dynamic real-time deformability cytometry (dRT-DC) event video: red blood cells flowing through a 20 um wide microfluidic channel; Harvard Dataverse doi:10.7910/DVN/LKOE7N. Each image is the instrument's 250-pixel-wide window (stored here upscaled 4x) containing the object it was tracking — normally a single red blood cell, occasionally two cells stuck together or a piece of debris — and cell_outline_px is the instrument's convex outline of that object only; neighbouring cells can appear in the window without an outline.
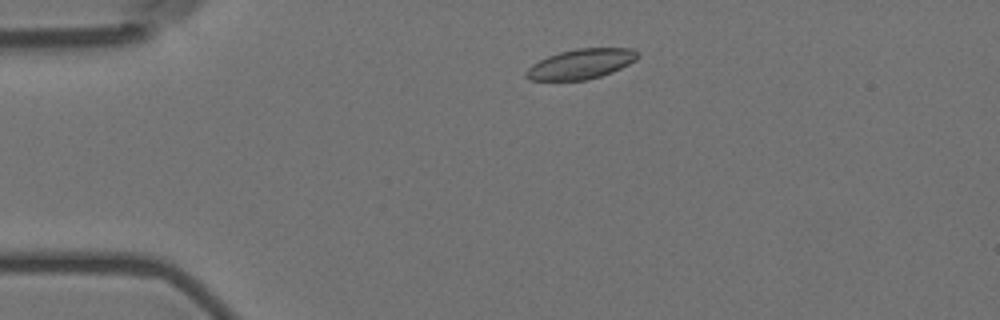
{"species": "Egyptian fruit bat (a non-hibernating species)", "species_latin": "Rousettus aegyptiacus", "temperature_condition": "room temperature", "stored_images_in_passage": 9, "camera_frame_rate_fps": 3000, "um_per_image_px": 0.085, "animal": {"sex": "female"}, "frame": {"image": 1, "passage_image": 1, "time_ms": 0.0, "image_size_px": [1000, 320], "cell_outline_px": [[640, 56], [636, 60], [612, 72], [588, 80], [528, 80], [524, 76], [524, 72], [532, 64], [548, 56], [560, 52], [576, 48], [632, 48], [640, 52]], "centroid_in_image_um": [49.39, 5.43], "position_along_channel_um": 35.6, "area_um2": 19.59}}
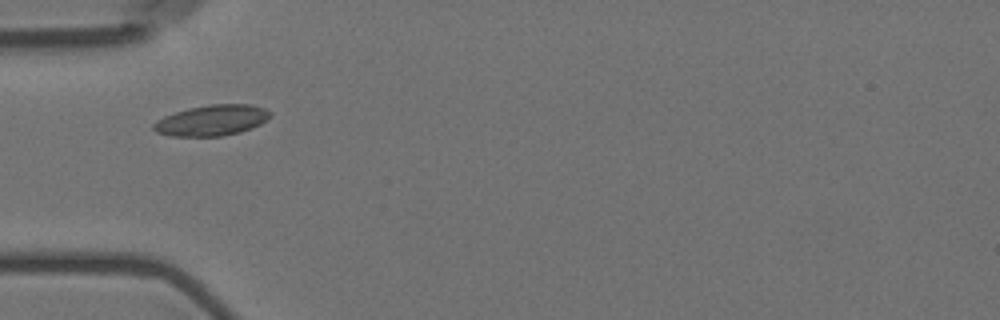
{"frame": {"image": 2, "passage_image": 7, "time_ms": 2.0, "image_size_px": [1000, 320], "cell_outline_px": [[272, 116], [268, 120], [252, 128], [240, 132], [220, 136], [168, 136], [156, 132], [152, 128], [152, 124], [156, 120], [164, 116], [188, 108], [212, 104], [252, 104], [264, 108], [272, 112]], "centroid_in_image_um": [18.02, 10.23], "position_along_channel_um": 67.0, "area_um2": 21.1}}